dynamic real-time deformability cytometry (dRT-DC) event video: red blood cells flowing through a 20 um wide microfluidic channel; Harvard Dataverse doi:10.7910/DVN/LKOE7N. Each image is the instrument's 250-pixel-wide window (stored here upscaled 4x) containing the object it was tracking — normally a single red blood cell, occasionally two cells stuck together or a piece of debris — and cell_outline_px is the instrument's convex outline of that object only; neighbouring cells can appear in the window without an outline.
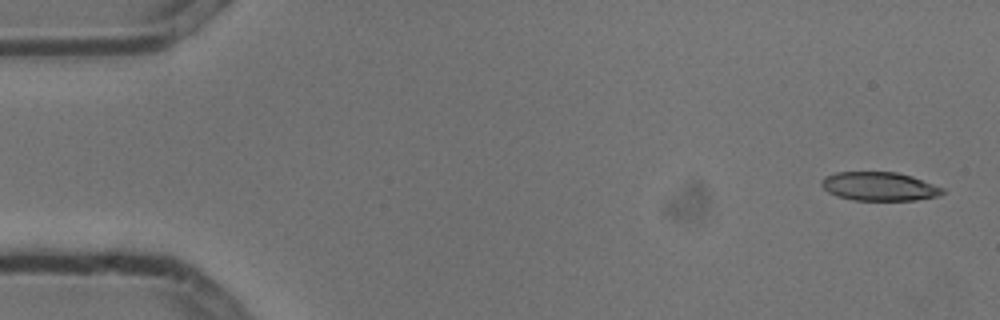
{"species": "common noctule bat (a hibernating species)", "species_latin": "Nyctalus noctula", "temperature_condition": "cold", "stored_images_in_passage": 3, "camera_frame_rate_fps": 3000, "um_per_image_px": 0.085, "animal": {"sex": "male", "body_mass_g": 13.3}, "frame": {"image": 1, "passage_image": 1, "time_ms": 0.0, "image_size_px": [1000, 320], "cell_outline_px": [[944, 192], [936, 196], [916, 200], [856, 200], [840, 196], [828, 192], [820, 184], [820, 180], [824, 176], [836, 172], [896, 172], [912, 176], [944, 188]], "centroid_in_image_um": [74.72, 15.83], "position_along_channel_um": 10.3, "area_um2": 20.11}}